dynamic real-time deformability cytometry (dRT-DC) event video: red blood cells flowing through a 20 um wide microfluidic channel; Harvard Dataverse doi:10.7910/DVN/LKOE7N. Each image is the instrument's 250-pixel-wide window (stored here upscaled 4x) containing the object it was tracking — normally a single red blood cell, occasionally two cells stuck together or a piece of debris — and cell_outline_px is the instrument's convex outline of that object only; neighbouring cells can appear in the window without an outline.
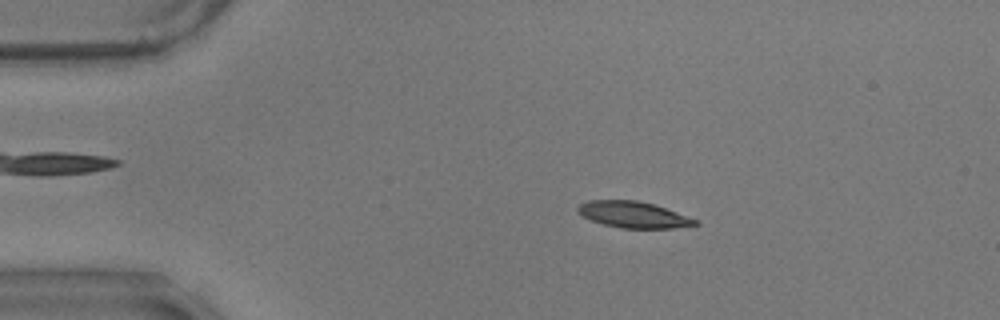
{"species": "common noctule bat (a hibernating species)", "species_latin": "Nyctalus noctula", "temperature_condition": "warm", "stored_images_in_passage": 55, "camera_frame_rate_fps": 3000, "um_per_image_px": 0.085, "animal": {"sex": "male", "body_mass_g": 17.9}, "frame": {"image": 1, "passage_image": 8, "time_ms": 2.333, "image_size_px": [1000, 320], "cell_outline_px": [[700, 224], [672, 228], [620, 228], [604, 224], [592, 220], [584, 216], [576, 208], [580, 204], [588, 200], [636, 200], [652, 204], [700, 220]], "centroid_in_image_um": [53.87, 18.25], "position_along_channel_um": 31.1, "area_um2": 17.74}}
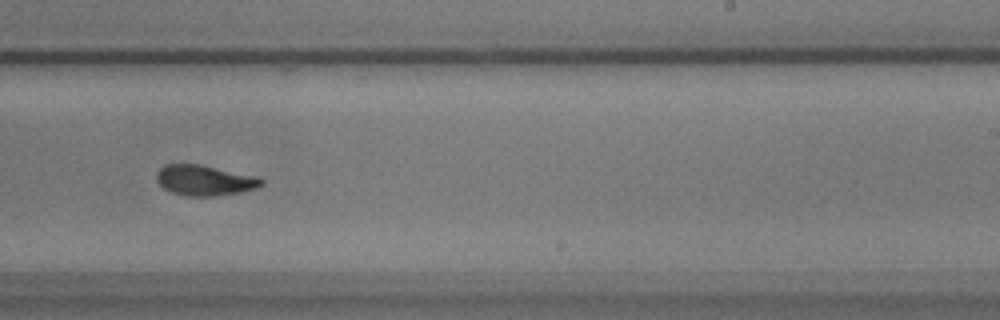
{"frame": {"image": 2, "passage_image": 33, "time_ms": 10.667, "image_size_px": [1000, 320], "cell_outline_px": [[264, 184], [256, 188], [240, 192], [216, 196], [188, 196], [172, 192], [164, 188], [156, 180], [156, 172], [164, 164], [200, 164], [260, 176], [264, 180]], "centroid_in_image_um": [17.43, 15.31], "position_along_channel_um": 271.6, "area_um2": 18.84}}
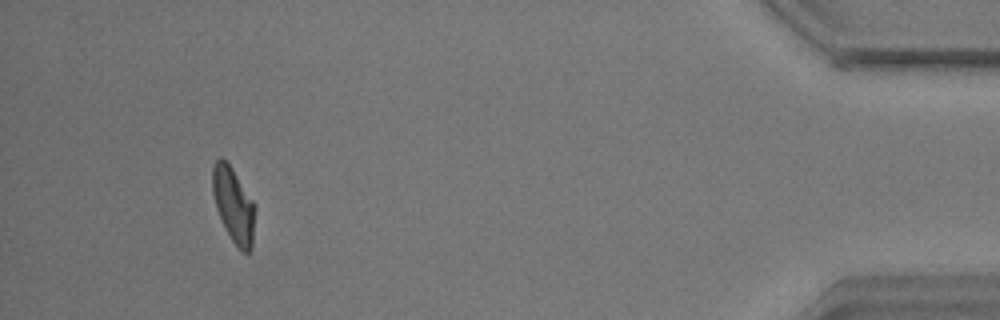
{"frame": {"image": 3, "passage_image": 51, "time_ms": 16.667, "image_size_px": [1000, 320], "cell_outline_px": [[256, 208], [252, 248], [248, 252], [244, 252], [232, 240], [216, 208], [212, 192], [212, 168], [216, 160], [220, 156], [232, 168], [252, 200]], "centroid_in_image_um": [19.85, 17.4], "position_along_channel_um": 415.3, "area_um2": 18.26}, "authors_computed_cell_mechanics": {"area_um2": 18.3804, "velocity_mm_per_s": 3.4859, "shape_relaxation_time_tau1_ms": 3.5608, "shape_relaxation_time_tau2_ms": 2.5129, "deformation_change_tau1": 0.1543, "deformation_change_tau2": 0.0794}}